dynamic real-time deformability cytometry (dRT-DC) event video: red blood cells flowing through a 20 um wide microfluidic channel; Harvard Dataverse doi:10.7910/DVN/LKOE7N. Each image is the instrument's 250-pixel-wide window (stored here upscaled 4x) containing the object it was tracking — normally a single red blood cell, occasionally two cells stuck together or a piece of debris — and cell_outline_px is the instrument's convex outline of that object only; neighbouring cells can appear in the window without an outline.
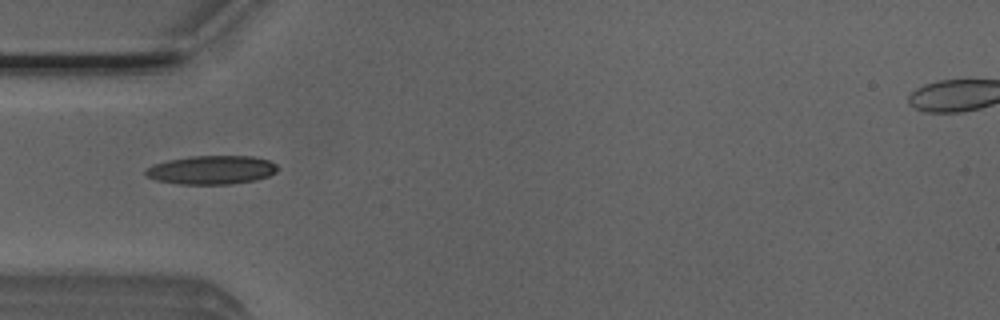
{"species": "Egyptian fruit bat (a non-hibernating species)", "species_latin": "Rousettus aegyptiacus", "temperature_condition": "room temperature", "stored_images_in_passage": 4, "camera_frame_rate_fps": 3000, "um_per_image_px": 0.085, "animal": {"sex": "male"}, "frame": {"image": 1, "passage_image": 1, "time_ms": 0.0, "image_size_px": [1000, 320], "cell_outline_px": [[276, 172], [268, 176], [256, 180], [228, 184], [180, 184], [156, 180], [148, 176], [144, 172], [152, 164], [168, 160], [192, 156], [252, 156], [268, 160], [276, 164]], "centroid_in_image_um": [17.98, 14.44], "position_along_channel_um": 67.0, "area_um2": 21.91}}
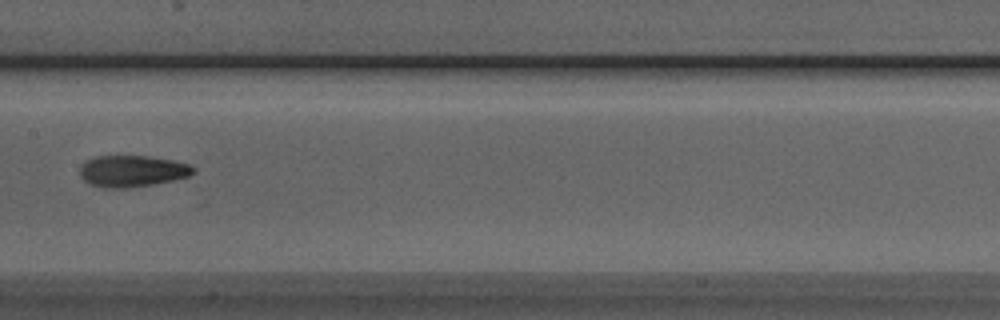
{"frame": {"image": 2, "passage_image": 4, "time_ms": 1.0, "image_size_px": [1000, 320], "cell_outline_px": [[196, 172], [188, 176], [172, 180], [152, 184], [128, 188], [104, 188], [92, 184], [84, 180], [80, 176], [80, 164], [84, 160], [96, 156], [148, 156], [172, 160], [188, 164], [196, 168]], "centroid_in_image_um": [11.21, 14.53], "position_along_channel_um": 196.2, "area_um2": 20.87}}